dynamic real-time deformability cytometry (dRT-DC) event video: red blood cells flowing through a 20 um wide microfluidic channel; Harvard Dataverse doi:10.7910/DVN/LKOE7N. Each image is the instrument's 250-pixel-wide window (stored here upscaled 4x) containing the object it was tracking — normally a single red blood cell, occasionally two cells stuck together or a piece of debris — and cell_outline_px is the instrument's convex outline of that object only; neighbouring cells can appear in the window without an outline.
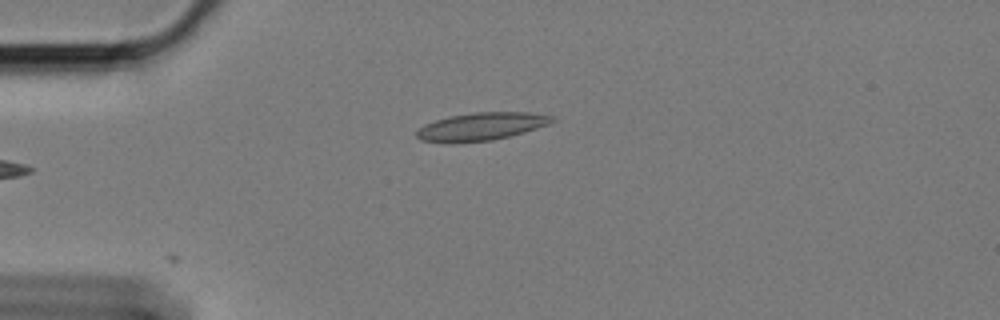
{"species": "Egyptian fruit bat (a non-hibernating species)", "species_latin": "Rousettus aegyptiacus", "temperature_condition": "cold", "stored_images_in_passage": 11, "camera_frame_rate_fps": 3000, "um_per_image_px": 0.085, "animal": {"sex": "female"}, "frame": {"image": 1, "passage_image": 1, "time_ms": 0.0, "image_size_px": [1000, 320], "cell_outline_px": [[556, 120], [548, 124], [524, 132], [492, 140], [452, 144], [448, 144], [420, 140], [416, 136], [416, 132], [424, 124], [448, 116], [476, 112], [532, 112], [552, 116]], "centroid_in_image_um": [40.86, 10.76], "position_along_channel_um": 44.1, "area_um2": 22.14}}
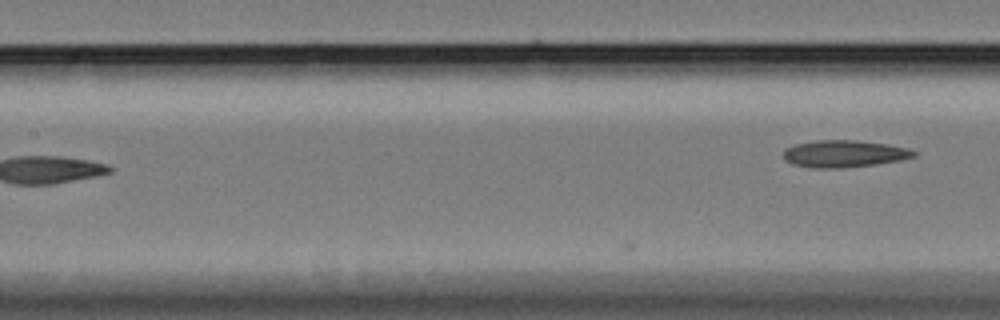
{"frame": {"image": 2, "passage_image": 11, "time_ms": 3.333, "image_size_px": [1000, 320], "cell_outline_px": [[916, 156], [900, 160], [876, 164], [840, 168], [812, 168], [792, 164], [784, 160], [784, 148], [796, 144], [816, 140], [856, 140], [888, 144], [908, 148], [916, 152]], "centroid_in_image_um": [71.73, 13.07], "position_along_channel_um": 135.7, "area_um2": 20.63}}